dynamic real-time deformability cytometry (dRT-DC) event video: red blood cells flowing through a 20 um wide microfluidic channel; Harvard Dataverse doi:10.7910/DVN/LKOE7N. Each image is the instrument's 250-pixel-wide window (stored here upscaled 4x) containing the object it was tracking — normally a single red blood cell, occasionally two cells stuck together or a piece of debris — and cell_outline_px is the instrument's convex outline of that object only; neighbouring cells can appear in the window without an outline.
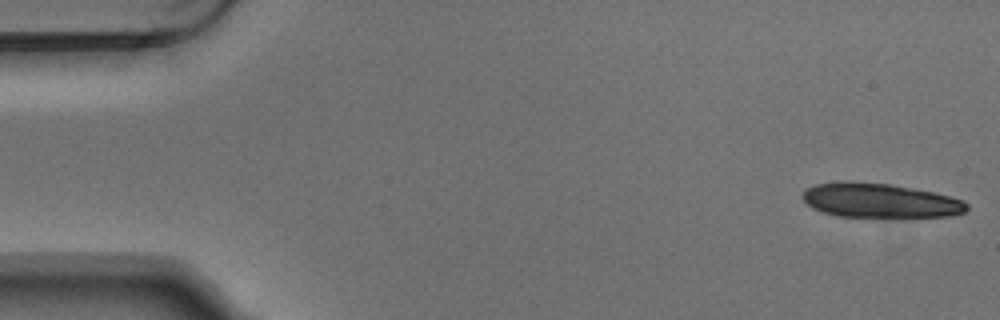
{"species": "Egyptian fruit bat (a non-hibernating species)", "species_latin": "Rousettus aegyptiacus", "temperature_condition": "warm", "stored_images_in_passage": 6, "segment_of_instrument_passage": [1, 2], "camera_frame_rate_fps": 3000, "um_per_image_px": 0.085, "animal": {"sex": "male"}, "frame": {"image": 1, "passage_image": 1, "time_ms": 0.0, "image_size_px": [1000, 320], "cell_outline_px": [[968, 208], [964, 212], [952, 216], [836, 216], [812, 208], [800, 196], [804, 188], [816, 184], [840, 180], [852, 180], [888, 184], [912, 188], [932, 192], [964, 200], [968, 204]], "centroid_in_image_um": [74.72, 17.02], "position_along_channel_um": 10.3, "area_um2": 32.89}}